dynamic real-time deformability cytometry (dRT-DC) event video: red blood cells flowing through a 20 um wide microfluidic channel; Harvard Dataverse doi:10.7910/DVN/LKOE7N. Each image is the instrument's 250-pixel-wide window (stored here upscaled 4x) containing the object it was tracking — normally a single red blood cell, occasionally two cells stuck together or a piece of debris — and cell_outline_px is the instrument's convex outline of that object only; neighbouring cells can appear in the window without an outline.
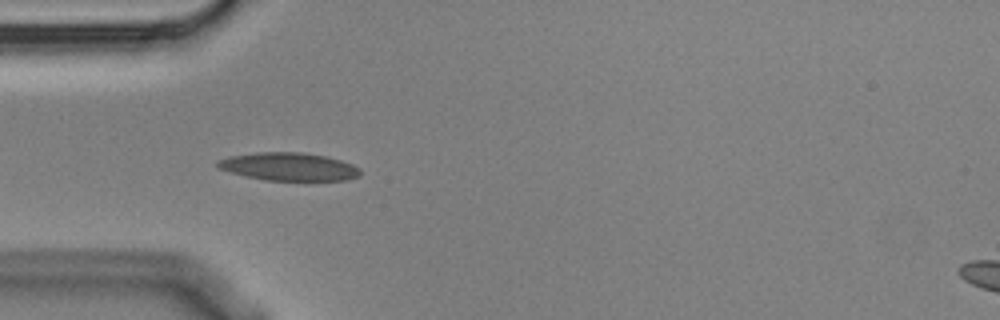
{"species": "Egyptian fruit bat (a non-hibernating species)", "species_latin": "Rousettus aegyptiacus", "temperature_condition": "cold", "stored_images_in_passage": 10, "camera_frame_rate_fps": 3000, "um_per_image_px": 0.085, "animal": {"sex": "male"}, "frame": {"image": 1, "passage_image": 4, "time_ms": 1.0, "image_size_px": [1000, 320], "cell_outline_px": [[360, 176], [348, 180], [308, 184], [264, 180], [244, 176], [216, 168], [216, 160], [228, 156], [256, 152], [300, 152], [324, 156], [340, 160], [352, 164], [360, 168]], "centroid_in_image_um": [24.58, 14.22], "position_along_channel_um": 60.4, "area_um2": 24.62}}
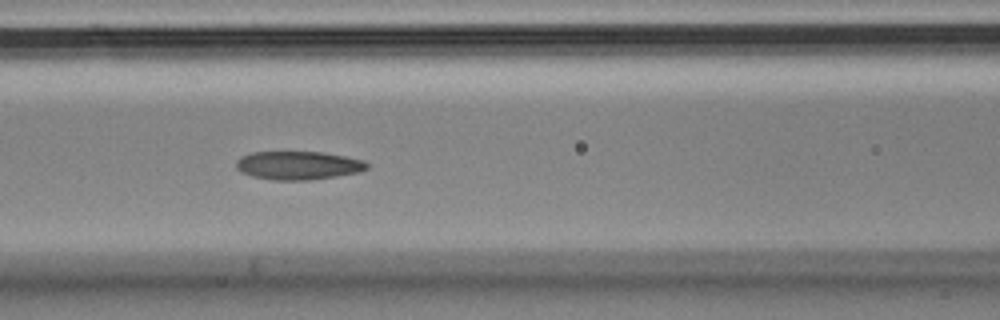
{"frame": {"image": 2, "passage_image": 6, "time_ms": 1.667, "image_size_px": [1000, 320], "cell_outline_px": [[368, 168], [360, 172], [336, 176], [308, 180], [272, 180], [252, 176], [240, 172], [236, 168], [236, 160], [240, 156], [252, 152], [324, 152], [364, 160], [368, 164]], "centroid_in_image_um": [25.33, 14.06], "position_along_channel_um": 141.3, "area_um2": 21.79}}
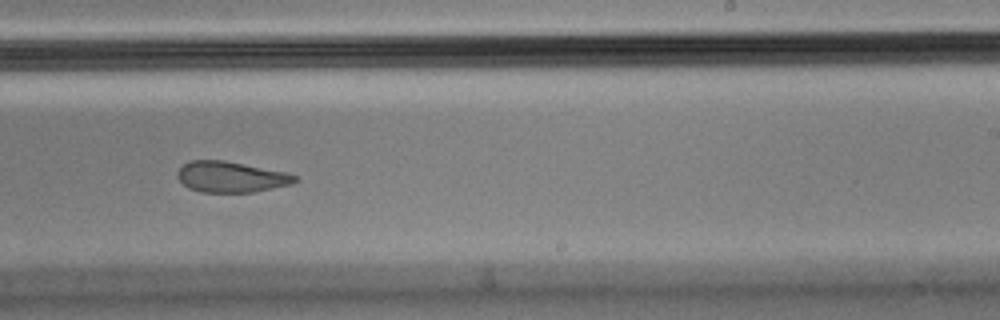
{"frame": {"image": 3, "passage_image": 9, "time_ms": 2.667, "image_size_px": [1000, 320], "cell_outline_px": [[300, 180], [292, 184], [252, 192], [200, 192], [188, 188], [176, 176], [176, 172], [188, 160], [224, 160], [288, 172], [296, 176]], "centroid_in_image_um": [19.64, 15.03], "position_along_channel_um": 269.4, "area_um2": 21.27}}